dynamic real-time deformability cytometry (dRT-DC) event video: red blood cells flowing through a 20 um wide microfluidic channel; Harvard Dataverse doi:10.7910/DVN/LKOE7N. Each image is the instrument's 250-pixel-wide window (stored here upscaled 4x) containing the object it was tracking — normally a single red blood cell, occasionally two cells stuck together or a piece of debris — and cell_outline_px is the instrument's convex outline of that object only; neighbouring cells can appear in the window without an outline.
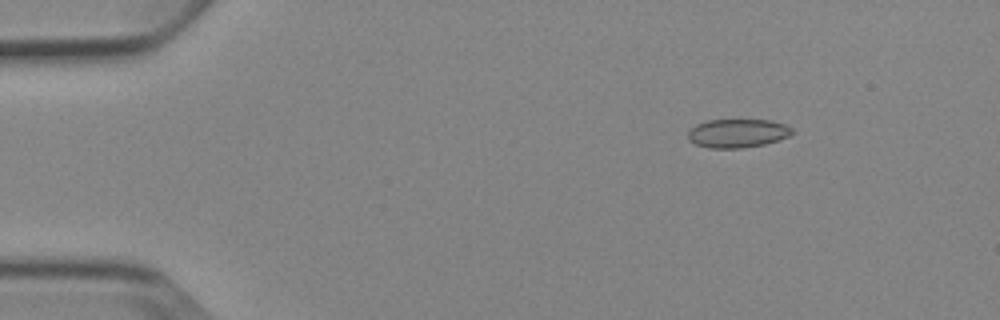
{"species": "Egyptian fruit bat (a non-hibernating species)", "species_latin": "Rousettus aegyptiacus", "temperature_condition": "cold", "stored_images_in_passage": 4, "camera_frame_rate_fps": 3000, "um_per_image_px": 0.085, "animal": {"sex": "female"}, "frame": {"image": 1, "passage_image": 2, "time_ms": 1.333, "image_size_px": [1000, 320], "cell_outline_px": [[796, 132], [788, 136], [764, 144], [740, 148], [708, 148], [696, 144], [688, 140], [688, 132], [696, 124], [708, 120], [772, 120], [784, 124], [792, 128]], "centroid_in_image_um": [62.69, 11.32], "position_along_channel_um": 22.3, "area_um2": 17.34}}